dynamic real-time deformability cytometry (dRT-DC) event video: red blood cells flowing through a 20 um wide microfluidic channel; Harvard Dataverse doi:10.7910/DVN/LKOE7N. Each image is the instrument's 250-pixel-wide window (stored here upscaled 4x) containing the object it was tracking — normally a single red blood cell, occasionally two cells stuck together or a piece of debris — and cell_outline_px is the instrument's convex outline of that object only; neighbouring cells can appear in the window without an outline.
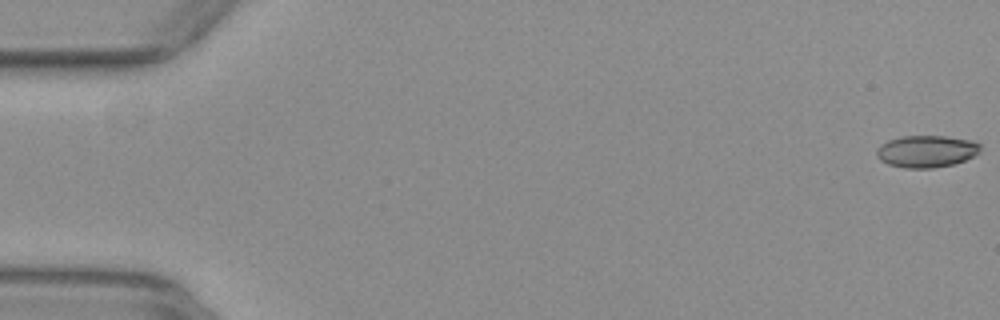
{"species": "common noctule bat (a hibernating species)", "species_latin": "Nyctalus noctula", "temperature_condition": "warm", "stored_images_in_passage": 12, "camera_frame_rate_fps": 3000, "um_per_image_px": 0.085, "animal": {"sex": "female", "body_mass_g": 29.2, "forearm_length_mm": 56.3}, "frame": {"image": 1, "passage_image": 1, "time_ms": 0.0, "image_size_px": [1000, 320], "cell_outline_px": [[980, 152], [964, 160], [952, 164], [932, 168], [904, 168], [888, 164], [880, 160], [876, 152], [876, 148], [880, 144], [888, 140], [904, 136], [944, 136], [976, 140], [980, 144]], "centroid_in_image_um": [78.75, 12.85], "position_along_channel_um": 6.3, "area_um2": 19.42}}